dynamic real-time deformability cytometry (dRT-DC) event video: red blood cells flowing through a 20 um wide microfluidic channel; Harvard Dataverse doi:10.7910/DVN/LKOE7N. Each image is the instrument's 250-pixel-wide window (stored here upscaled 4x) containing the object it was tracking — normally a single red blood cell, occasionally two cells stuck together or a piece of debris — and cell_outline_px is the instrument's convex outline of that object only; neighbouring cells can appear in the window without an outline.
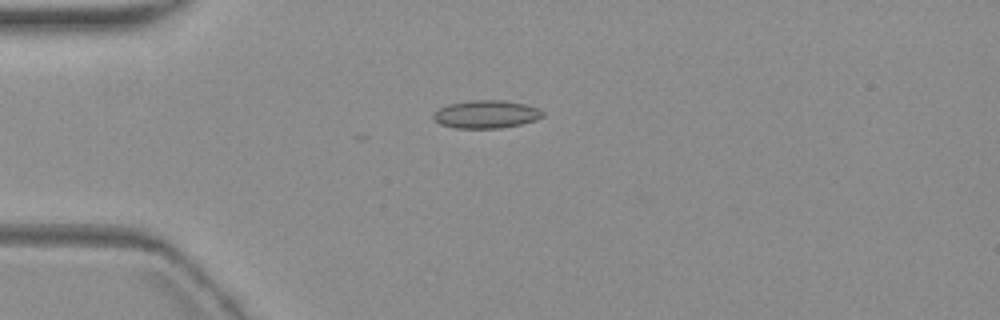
{"species": "common noctule bat (a hibernating species)", "species_latin": "Nyctalus noctula", "temperature_condition": "warm", "stored_images_in_passage": 5, "camera_frame_rate_fps": 3000, "um_per_image_px": 0.085, "animal": {"sex": "female", "body_mass_g": 19.3, "forearm_length_mm": 54.1}, "frame": {"image": 1, "passage_image": 5, "time_ms": 5.0, "image_size_px": [1000, 320], "cell_outline_px": [[544, 116], [536, 120], [520, 124], [500, 128], [456, 128], [440, 124], [432, 116], [432, 112], [448, 104], [472, 100], [504, 100], [524, 104], [536, 108], [544, 112]], "centroid_in_image_um": [41.31, 9.71], "position_along_channel_um": 43.7, "area_um2": 17.74}}